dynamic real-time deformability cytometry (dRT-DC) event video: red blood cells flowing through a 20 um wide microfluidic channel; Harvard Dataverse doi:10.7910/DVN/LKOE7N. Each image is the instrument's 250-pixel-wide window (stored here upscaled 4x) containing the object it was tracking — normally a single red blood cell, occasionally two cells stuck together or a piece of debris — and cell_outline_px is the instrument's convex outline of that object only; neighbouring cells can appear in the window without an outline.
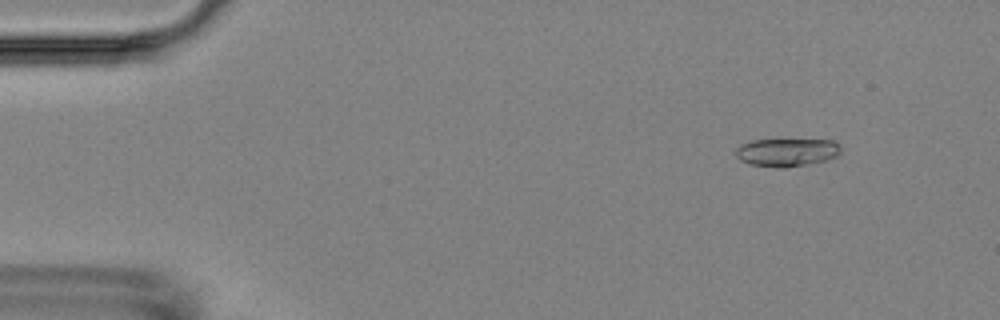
{"species": "Egyptian fruit bat (a non-hibernating species)", "species_latin": "Rousettus aegyptiacus", "temperature_condition": "room temperature", "stored_images_in_passage": 3, "camera_frame_rate_fps": 3000, "um_per_image_px": 0.085, "animal": {"sex": "female"}, "frame": {"image": 1, "passage_image": 1, "time_ms": 0.0, "image_size_px": [1000, 320], "cell_outline_px": [[840, 152], [836, 156], [828, 160], [808, 164], [784, 168], [776, 168], [748, 164], [740, 160], [736, 156], [736, 148], [740, 144], [752, 140], [832, 140], [840, 144]], "centroid_in_image_um": [66.86, 12.95], "position_along_channel_um": 18.1, "area_um2": 17.34}}
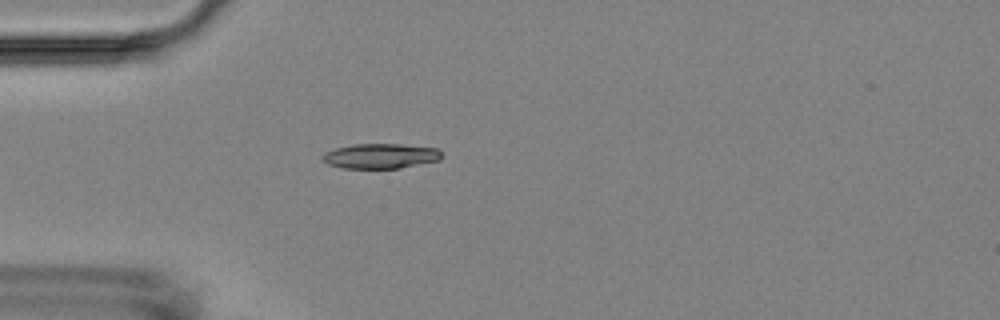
{"frame": {"image": 2, "passage_image": 3, "time_ms": 3.333, "image_size_px": [1000, 320], "cell_outline_px": [[444, 156], [440, 160], [400, 168], [340, 168], [328, 164], [320, 160], [320, 156], [336, 148], [352, 144], [400, 144], [436, 148]], "centroid_in_image_um": [32.33, 13.26], "position_along_channel_um": 52.7, "area_um2": 17.4}}